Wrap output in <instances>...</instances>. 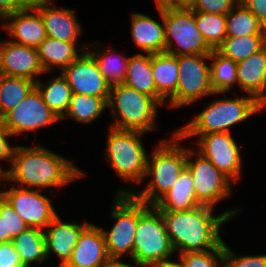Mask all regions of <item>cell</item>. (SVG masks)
I'll return each instance as SVG.
<instances>
[{
	"label": "cell",
	"mask_w": 266,
	"mask_h": 267,
	"mask_svg": "<svg viewBox=\"0 0 266 267\" xmlns=\"http://www.w3.org/2000/svg\"><path fill=\"white\" fill-rule=\"evenodd\" d=\"M10 165L6 173L0 177V183L3 180L17 182L18 187H36L35 189L40 191L48 187H63L86 174L74 166L72 161L40 144L33 147L15 145Z\"/></svg>",
	"instance_id": "6da1fadb"
},
{
	"label": "cell",
	"mask_w": 266,
	"mask_h": 267,
	"mask_svg": "<svg viewBox=\"0 0 266 267\" xmlns=\"http://www.w3.org/2000/svg\"><path fill=\"white\" fill-rule=\"evenodd\" d=\"M213 207L200 205L191 210L160 211L174 252L207 251L222 242L220 227L242 209L227 210L213 216Z\"/></svg>",
	"instance_id": "7a4b0ae2"
},
{
	"label": "cell",
	"mask_w": 266,
	"mask_h": 267,
	"mask_svg": "<svg viewBox=\"0 0 266 267\" xmlns=\"http://www.w3.org/2000/svg\"><path fill=\"white\" fill-rule=\"evenodd\" d=\"M171 140H161V144L147 159L145 177L151 176L142 191L119 189L117 194H131L137 200L154 205L174 184L187 165V148L181 144V136L175 131ZM129 190V191H128Z\"/></svg>",
	"instance_id": "3957f363"
},
{
	"label": "cell",
	"mask_w": 266,
	"mask_h": 267,
	"mask_svg": "<svg viewBox=\"0 0 266 267\" xmlns=\"http://www.w3.org/2000/svg\"><path fill=\"white\" fill-rule=\"evenodd\" d=\"M263 106L255 98L237 96V98L217 99L212 101L196 117L189 121L177 133L182 139L201 136L208 133L230 132L229 128L237 123L247 120L262 110ZM192 136V137H191Z\"/></svg>",
	"instance_id": "277c9868"
},
{
	"label": "cell",
	"mask_w": 266,
	"mask_h": 267,
	"mask_svg": "<svg viewBox=\"0 0 266 267\" xmlns=\"http://www.w3.org/2000/svg\"><path fill=\"white\" fill-rule=\"evenodd\" d=\"M107 106L116 120L111 124L112 128L144 133L157 129L155 123L160 104L124 83L110 87Z\"/></svg>",
	"instance_id": "5b68a950"
},
{
	"label": "cell",
	"mask_w": 266,
	"mask_h": 267,
	"mask_svg": "<svg viewBox=\"0 0 266 267\" xmlns=\"http://www.w3.org/2000/svg\"><path fill=\"white\" fill-rule=\"evenodd\" d=\"M174 253L161 212L154 205L138 200L132 262L153 267Z\"/></svg>",
	"instance_id": "8992f818"
},
{
	"label": "cell",
	"mask_w": 266,
	"mask_h": 267,
	"mask_svg": "<svg viewBox=\"0 0 266 267\" xmlns=\"http://www.w3.org/2000/svg\"><path fill=\"white\" fill-rule=\"evenodd\" d=\"M144 132L110 127L106 156L110 166L124 181L143 183L148 154L140 138Z\"/></svg>",
	"instance_id": "52a82bcc"
},
{
	"label": "cell",
	"mask_w": 266,
	"mask_h": 267,
	"mask_svg": "<svg viewBox=\"0 0 266 267\" xmlns=\"http://www.w3.org/2000/svg\"><path fill=\"white\" fill-rule=\"evenodd\" d=\"M163 19L165 24V53L183 56L210 54L213 51L196 26L193 10L185 4L164 8Z\"/></svg>",
	"instance_id": "ba28073f"
},
{
	"label": "cell",
	"mask_w": 266,
	"mask_h": 267,
	"mask_svg": "<svg viewBox=\"0 0 266 267\" xmlns=\"http://www.w3.org/2000/svg\"><path fill=\"white\" fill-rule=\"evenodd\" d=\"M179 79L175 95L168 101L170 107L191 105L198 99L214 94L211 85V67L205 63L210 54L176 56Z\"/></svg>",
	"instance_id": "9c48e42d"
},
{
	"label": "cell",
	"mask_w": 266,
	"mask_h": 267,
	"mask_svg": "<svg viewBox=\"0 0 266 267\" xmlns=\"http://www.w3.org/2000/svg\"><path fill=\"white\" fill-rule=\"evenodd\" d=\"M110 217L116 222L111 230L104 231L109 258L129 254L132 259L135 230L138 224V200L131 194H116Z\"/></svg>",
	"instance_id": "30bf717a"
},
{
	"label": "cell",
	"mask_w": 266,
	"mask_h": 267,
	"mask_svg": "<svg viewBox=\"0 0 266 267\" xmlns=\"http://www.w3.org/2000/svg\"><path fill=\"white\" fill-rule=\"evenodd\" d=\"M193 149L187 148V165L193 178L196 200L200 205L215 207L216 203L231 194V180L221 173L207 158L197 151L193 162Z\"/></svg>",
	"instance_id": "8fae6325"
},
{
	"label": "cell",
	"mask_w": 266,
	"mask_h": 267,
	"mask_svg": "<svg viewBox=\"0 0 266 267\" xmlns=\"http://www.w3.org/2000/svg\"><path fill=\"white\" fill-rule=\"evenodd\" d=\"M58 118L44 103L36 87L1 120L0 124L13 136L46 127Z\"/></svg>",
	"instance_id": "7c38bea8"
},
{
	"label": "cell",
	"mask_w": 266,
	"mask_h": 267,
	"mask_svg": "<svg viewBox=\"0 0 266 267\" xmlns=\"http://www.w3.org/2000/svg\"><path fill=\"white\" fill-rule=\"evenodd\" d=\"M197 141L200 154L207 158L231 182L241 178L242 159L239 145L230 132L208 133Z\"/></svg>",
	"instance_id": "4fadbf2b"
},
{
	"label": "cell",
	"mask_w": 266,
	"mask_h": 267,
	"mask_svg": "<svg viewBox=\"0 0 266 267\" xmlns=\"http://www.w3.org/2000/svg\"><path fill=\"white\" fill-rule=\"evenodd\" d=\"M12 186L0 190V194L11 204L15 212L29 226L44 230L58 215L51 200L40 190ZM40 192V193H39Z\"/></svg>",
	"instance_id": "5bb4252c"
},
{
	"label": "cell",
	"mask_w": 266,
	"mask_h": 267,
	"mask_svg": "<svg viewBox=\"0 0 266 267\" xmlns=\"http://www.w3.org/2000/svg\"><path fill=\"white\" fill-rule=\"evenodd\" d=\"M82 45L80 56L68 65L61 74L66 78L73 94L109 99L110 85L100 72L94 57Z\"/></svg>",
	"instance_id": "9a60e30c"
},
{
	"label": "cell",
	"mask_w": 266,
	"mask_h": 267,
	"mask_svg": "<svg viewBox=\"0 0 266 267\" xmlns=\"http://www.w3.org/2000/svg\"><path fill=\"white\" fill-rule=\"evenodd\" d=\"M45 71L35 47L0 40V75L27 78L36 83L35 76Z\"/></svg>",
	"instance_id": "2e32d148"
},
{
	"label": "cell",
	"mask_w": 266,
	"mask_h": 267,
	"mask_svg": "<svg viewBox=\"0 0 266 267\" xmlns=\"http://www.w3.org/2000/svg\"><path fill=\"white\" fill-rule=\"evenodd\" d=\"M52 0H33L32 6L41 14L47 37L65 42H77L82 34L75 9L55 8Z\"/></svg>",
	"instance_id": "e0dca14e"
},
{
	"label": "cell",
	"mask_w": 266,
	"mask_h": 267,
	"mask_svg": "<svg viewBox=\"0 0 266 267\" xmlns=\"http://www.w3.org/2000/svg\"><path fill=\"white\" fill-rule=\"evenodd\" d=\"M109 259L103 229L90 222L80 234L67 265L69 267H101Z\"/></svg>",
	"instance_id": "ac0fdd59"
},
{
	"label": "cell",
	"mask_w": 266,
	"mask_h": 267,
	"mask_svg": "<svg viewBox=\"0 0 266 267\" xmlns=\"http://www.w3.org/2000/svg\"><path fill=\"white\" fill-rule=\"evenodd\" d=\"M3 20H7V23L2 27L15 43L37 48L47 37L41 14L32 5L7 15Z\"/></svg>",
	"instance_id": "d6986e66"
},
{
	"label": "cell",
	"mask_w": 266,
	"mask_h": 267,
	"mask_svg": "<svg viewBox=\"0 0 266 267\" xmlns=\"http://www.w3.org/2000/svg\"><path fill=\"white\" fill-rule=\"evenodd\" d=\"M89 223H77L73 221L61 220L56 216L52 222L44 229L47 258L51 253L60 258V264H67L71 259L73 249L79 240L80 234Z\"/></svg>",
	"instance_id": "ffe728a7"
},
{
	"label": "cell",
	"mask_w": 266,
	"mask_h": 267,
	"mask_svg": "<svg viewBox=\"0 0 266 267\" xmlns=\"http://www.w3.org/2000/svg\"><path fill=\"white\" fill-rule=\"evenodd\" d=\"M237 84L260 104L266 106V45L237 63Z\"/></svg>",
	"instance_id": "44dd1931"
},
{
	"label": "cell",
	"mask_w": 266,
	"mask_h": 267,
	"mask_svg": "<svg viewBox=\"0 0 266 267\" xmlns=\"http://www.w3.org/2000/svg\"><path fill=\"white\" fill-rule=\"evenodd\" d=\"M163 26L142 13L132 14L131 37L136 46L145 53H165V24L163 9H158Z\"/></svg>",
	"instance_id": "7402d4cb"
},
{
	"label": "cell",
	"mask_w": 266,
	"mask_h": 267,
	"mask_svg": "<svg viewBox=\"0 0 266 267\" xmlns=\"http://www.w3.org/2000/svg\"><path fill=\"white\" fill-rule=\"evenodd\" d=\"M125 85L134 88L139 93L154 98L160 105L165 100L157 93L154 76L151 67V54H135L129 56L126 76L123 82Z\"/></svg>",
	"instance_id": "603a6c76"
},
{
	"label": "cell",
	"mask_w": 266,
	"mask_h": 267,
	"mask_svg": "<svg viewBox=\"0 0 266 267\" xmlns=\"http://www.w3.org/2000/svg\"><path fill=\"white\" fill-rule=\"evenodd\" d=\"M154 206L159 211L191 210L200 206L195 197L192 175L187 168Z\"/></svg>",
	"instance_id": "cb8c5ba5"
},
{
	"label": "cell",
	"mask_w": 266,
	"mask_h": 267,
	"mask_svg": "<svg viewBox=\"0 0 266 267\" xmlns=\"http://www.w3.org/2000/svg\"><path fill=\"white\" fill-rule=\"evenodd\" d=\"M77 42H65L46 37L37 47L39 60L45 73L51 72L54 66L61 72L80 55L77 52Z\"/></svg>",
	"instance_id": "d4e9b609"
},
{
	"label": "cell",
	"mask_w": 266,
	"mask_h": 267,
	"mask_svg": "<svg viewBox=\"0 0 266 267\" xmlns=\"http://www.w3.org/2000/svg\"><path fill=\"white\" fill-rule=\"evenodd\" d=\"M151 67L157 93L169 101L176 93L179 79L177 57L168 53L151 54Z\"/></svg>",
	"instance_id": "484cf974"
},
{
	"label": "cell",
	"mask_w": 266,
	"mask_h": 267,
	"mask_svg": "<svg viewBox=\"0 0 266 267\" xmlns=\"http://www.w3.org/2000/svg\"><path fill=\"white\" fill-rule=\"evenodd\" d=\"M11 242L25 267H31L33 263L41 264L48 259L44 231L40 228L29 227Z\"/></svg>",
	"instance_id": "4316f807"
},
{
	"label": "cell",
	"mask_w": 266,
	"mask_h": 267,
	"mask_svg": "<svg viewBox=\"0 0 266 267\" xmlns=\"http://www.w3.org/2000/svg\"><path fill=\"white\" fill-rule=\"evenodd\" d=\"M40 80L36 81L35 87L40 92L44 103L62 120L68 111L73 94L71 87L61 73L57 77L50 79L46 84H43Z\"/></svg>",
	"instance_id": "83f0119b"
},
{
	"label": "cell",
	"mask_w": 266,
	"mask_h": 267,
	"mask_svg": "<svg viewBox=\"0 0 266 267\" xmlns=\"http://www.w3.org/2000/svg\"><path fill=\"white\" fill-rule=\"evenodd\" d=\"M266 35L265 26L240 1L226 14V36Z\"/></svg>",
	"instance_id": "f1b7e54d"
},
{
	"label": "cell",
	"mask_w": 266,
	"mask_h": 267,
	"mask_svg": "<svg viewBox=\"0 0 266 267\" xmlns=\"http://www.w3.org/2000/svg\"><path fill=\"white\" fill-rule=\"evenodd\" d=\"M35 87L27 78L0 75V120L14 109Z\"/></svg>",
	"instance_id": "f546056e"
},
{
	"label": "cell",
	"mask_w": 266,
	"mask_h": 267,
	"mask_svg": "<svg viewBox=\"0 0 266 267\" xmlns=\"http://www.w3.org/2000/svg\"><path fill=\"white\" fill-rule=\"evenodd\" d=\"M87 51L94 57L100 72L110 86L124 82L129 57L116 53L112 47L107 50V53L99 47L97 50L87 49Z\"/></svg>",
	"instance_id": "4dcf8cb0"
},
{
	"label": "cell",
	"mask_w": 266,
	"mask_h": 267,
	"mask_svg": "<svg viewBox=\"0 0 266 267\" xmlns=\"http://www.w3.org/2000/svg\"><path fill=\"white\" fill-rule=\"evenodd\" d=\"M266 45V35H247L240 37H226L216 49L226 58L239 63Z\"/></svg>",
	"instance_id": "1f68e13d"
},
{
	"label": "cell",
	"mask_w": 266,
	"mask_h": 267,
	"mask_svg": "<svg viewBox=\"0 0 266 267\" xmlns=\"http://www.w3.org/2000/svg\"><path fill=\"white\" fill-rule=\"evenodd\" d=\"M211 85L214 94L218 95L231 91L232 86L237 83V63L226 58L217 50L210 53Z\"/></svg>",
	"instance_id": "d6a6232c"
},
{
	"label": "cell",
	"mask_w": 266,
	"mask_h": 267,
	"mask_svg": "<svg viewBox=\"0 0 266 267\" xmlns=\"http://www.w3.org/2000/svg\"><path fill=\"white\" fill-rule=\"evenodd\" d=\"M107 102L108 99L100 97L72 94L68 111L62 119L68 116L81 123H92L107 109Z\"/></svg>",
	"instance_id": "836d02e7"
},
{
	"label": "cell",
	"mask_w": 266,
	"mask_h": 267,
	"mask_svg": "<svg viewBox=\"0 0 266 267\" xmlns=\"http://www.w3.org/2000/svg\"><path fill=\"white\" fill-rule=\"evenodd\" d=\"M197 28L207 44L216 50L226 36V15L193 11Z\"/></svg>",
	"instance_id": "e575fe53"
},
{
	"label": "cell",
	"mask_w": 266,
	"mask_h": 267,
	"mask_svg": "<svg viewBox=\"0 0 266 267\" xmlns=\"http://www.w3.org/2000/svg\"><path fill=\"white\" fill-rule=\"evenodd\" d=\"M29 226L15 212L11 204L0 194V243L11 242Z\"/></svg>",
	"instance_id": "d590c367"
},
{
	"label": "cell",
	"mask_w": 266,
	"mask_h": 267,
	"mask_svg": "<svg viewBox=\"0 0 266 267\" xmlns=\"http://www.w3.org/2000/svg\"><path fill=\"white\" fill-rule=\"evenodd\" d=\"M185 267H223L224 241L215 249L178 254Z\"/></svg>",
	"instance_id": "8d00e7d4"
},
{
	"label": "cell",
	"mask_w": 266,
	"mask_h": 267,
	"mask_svg": "<svg viewBox=\"0 0 266 267\" xmlns=\"http://www.w3.org/2000/svg\"><path fill=\"white\" fill-rule=\"evenodd\" d=\"M224 242L223 267H266V254L236 256Z\"/></svg>",
	"instance_id": "74e56055"
},
{
	"label": "cell",
	"mask_w": 266,
	"mask_h": 267,
	"mask_svg": "<svg viewBox=\"0 0 266 267\" xmlns=\"http://www.w3.org/2000/svg\"><path fill=\"white\" fill-rule=\"evenodd\" d=\"M239 0H187L184 4L193 11L226 15Z\"/></svg>",
	"instance_id": "f35d334b"
},
{
	"label": "cell",
	"mask_w": 266,
	"mask_h": 267,
	"mask_svg": "<svg viewBox=\"0 0 266 267\" xmlns=\"http://www.w3.org/2000/svg\"><path fill=\"white\" fill-rule=\"evenodd\" d=\"M0 267H25L12 242L0 243Z\"/></svg>",
	"instance_id": "ab89813d"
},
{
	"label": "cell",
	"mask_w": 266,
	"mask_h": 267,
	"mask_svg": "<svg viewBox=\"0 0 266 267\" xmlns=\"http://www.w3.org/2000/svg\"><path fill=\"white\" fill-rule=\"evenodd\" d=\"M13 136L9 133L1 124H0V160H8L12 163L13 152L15 146H10L7 142L8 137ZM6 173V170L2 169V165L0 164V177H2Z\"/></svg>",
	"instance_id": "60d3db41"
},
{
	"label": "cell",
	"mask_w": 266,
	"mask_h": 267,
	"mask_svg": "<svg viewBox=\"0 0 266 267\" xmlns=\"http://www.w3.org/2000/svg\"><path fill=\"white\" fill-rule=\"evenodd\" d=\"M33 0H0V18L23 10L32 5Z\"/></svg>",
	"instance_id": "b9f144b4"
},
{
	"label": "cell",
	"mask_w": 266,
	"mask_h": 267,
	"mask_svg": "<svg viewBox=\"0 0 266 267\" xmlns=\"http://www.w3.org/2000/svg\"><path fill=\"white\" fill-rule=\"evenodd\" d=\"M266 28V0H239Z\"/></svg>",
	"instance_id": "7bdbcfd3"
},
{
	"label": "cell",
	"mask_w": 266,
	"mask_h": 267,
	"mask_svg": "<svg viewBox=\"0 0 266 267\" xmlns=\"http://www.w3.org/2000/svg\"><path fill=\"white\" fill-rule=\"evenodd\" d=\"M134 266L132 264H127L125 262H122L121 258H110L105 264H103L101 267H147L141 264H138L137 262H134Z\"/></svg>",
	"instance_id": "ee69618b"
},
{
	"label": "cell",
	"mask_w": 266,
	"mask_h": 267,
	"mask_svg": "<svg viewBox=\"0 0 266 267\" xmlns=\"http://www.w3.org/2000/svg\"><path fill=\"white\" fill-rule=\"evenodd\" d=\"M157 9L171 8L184 5L183 0H155Z\"/></svg>",
	"instance_id": "f6af8a7d"
},
{
	"label": "cell",
	"mask_w": 266,
	"mask_h": 267,
	"mask_svg": "<svg viewBox=\"0 0 266 267\" xmlns=\"http://www.w3.org/2000/svg\"><path fill=\"white\" fill-rule=\"evenodd\" d=\"M169 259L170 258H166L162 260L161 262L156 263L153 267H185L183 258L180 255H179L180 260L178 262H174Z\"/></svg>",
	"instance_id": "bcb514c9"
},
{
	"label": "cell",
	"mask_w": 266,
	"mask_h": 267,
	"mask_svg": "<svg viewBox=\"0 0 266 267\" xmlns=\"http://www.w3.org/2000/svg\"><path fill=\"white\" fill-rule=\"evenodd\" d=\"M59 267H69L67 264H59Z\"/></svg>",
	"instance_id": "7dc6e473"
}]
</instances>
